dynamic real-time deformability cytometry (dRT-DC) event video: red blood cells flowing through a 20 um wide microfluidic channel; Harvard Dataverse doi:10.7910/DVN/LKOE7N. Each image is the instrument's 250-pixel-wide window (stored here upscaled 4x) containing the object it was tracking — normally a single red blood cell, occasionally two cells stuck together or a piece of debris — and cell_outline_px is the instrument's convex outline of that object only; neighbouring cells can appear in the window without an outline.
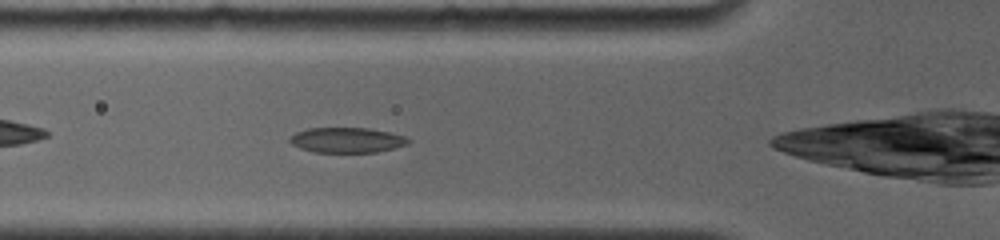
{"species": "common noctule bat (a hibernating species)", "species_latin": "Nyctalus noctula", "temperature_condition": "room temperature", "stored_images_in_passage": 25, "camera_frame_rate_fps": 4000, "um_per_image_px": 0.085, "animal": {"sex": "female", "body_mass_g": 19.0, "forearm_length_mm": 56.7}, "frame": {"image": 1, "passage_image": 4, "time_ms": 1.25, "image_size_px": [1000, 240], "cell_outline_px": [[412, 140], [408, 144], [376, 152], [316, 152], [300, 148], [292, 144], [288, 140], [296, 132], [308, 128], [368, 128], [388, 132], [404, 136]], "centroid_in_image_um": [29.48, 11.9], "position_along_channel_um": 96.3, "area_um2": 17.22}}
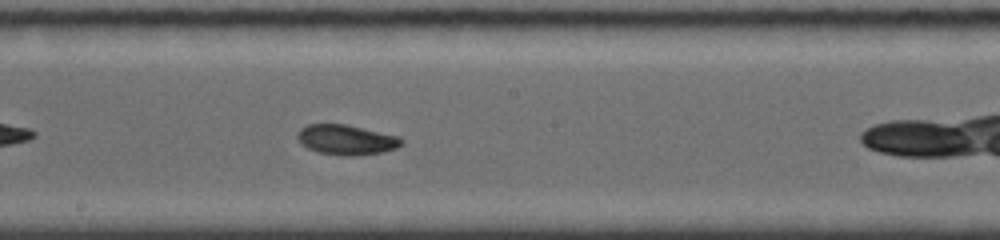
{"frame": {"image": 2, "passage_image": 11, "time_ms": 4.5, "image_size_px": [1000, 240], "cell_outline_px": [[404, 144], [396, 148], [384, 152], [360, 156], [344, 156], [320, 152], [308, 148], [296, 136], [296, 132], [300, 128], [308, 124], [348, 124], [400, 136], [404, 140]], "centroid_in_image_um": [29.5, 11.87], "position_along_channel_um": 218.7, "area_um2": 18.5}}
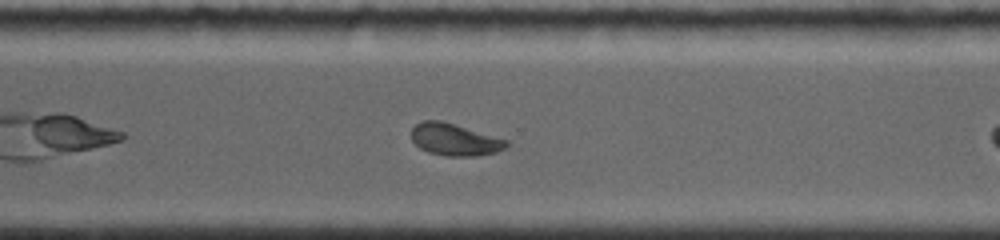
{"frame": {"image": 3, "passage_image": 15, "time_ms": 7.5, "image_size_px": [1000, 240], "cell_outline_px": [[508, 144], [504, 148], [496, 152], [476, 156], [444, 156], [428, 152], [420, 148], [412, 140], [412, 128], [416, 124], [424, 120], [440, 120], [508, 140]], "centroid_in_image_um": [38.63, 11.87], "position_along_channel_um": 332.0, "area_um2": 17.57}, "authors_computed_cell_mechanics": {"area_um2": 18.496, "velocity_mm_per_s": 3.7809, "shape_relaxation_time_tau1_ms": 4.5593, "shape_relaxation_time_tau2_ms": 3.3104, "deformation_change_tau1": 0.1519, "deformation_change_tau2": 0.0724}}